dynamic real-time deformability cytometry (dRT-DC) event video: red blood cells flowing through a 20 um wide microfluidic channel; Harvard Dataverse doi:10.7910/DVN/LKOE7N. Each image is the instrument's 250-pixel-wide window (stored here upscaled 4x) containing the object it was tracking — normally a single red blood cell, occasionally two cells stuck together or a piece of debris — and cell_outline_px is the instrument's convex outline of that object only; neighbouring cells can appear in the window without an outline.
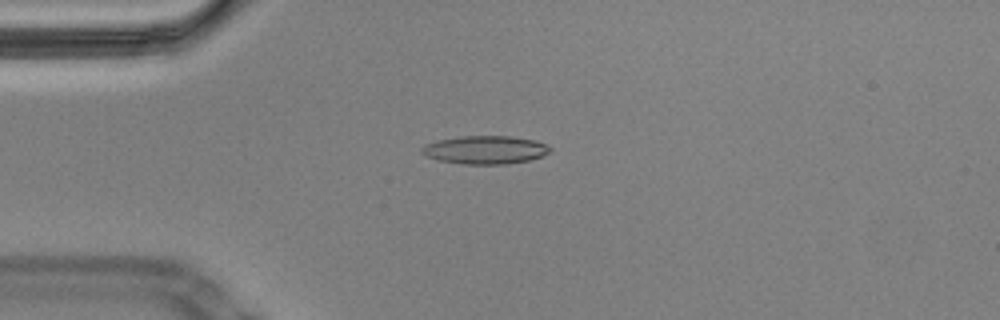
{"species": "Egyptian fruit bat (a non-hibernating species)", "species_latin": "Rousettus aegyptiacus", "temperature_condition": "cold", "stored_images_in_passage": 44, "camera_frame_rate_fps": 3000, "um_per_image_px": 0.085, "animal": {"sex": "male"}, "frame": {"image": 1, "passage_image": 1, "time_ms": 0.0, "image_size_px": [1000, 320], "cell_outline_px": [[552, 152], [528, 160], [504, 164], [464, 164], [436, 160], [424, 156], [420, 152], [420, 148], [424, 144], [440, 140], [460, 136], [508, 136], [536, 140], [552, 148]], "centroid_in_image_um": [41.2, 12.74], "position_along_channel_um": 43.8, "area_um2": 21.15}}
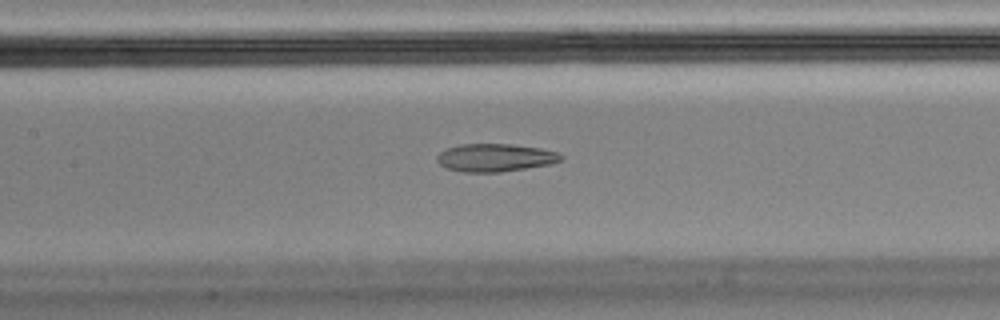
{"frame": {"image": 2, "passage_image": 13, "time_ms": 4.0, "image_size_px": [1000, 320], "cell_outline_px": [[564, 156], [560, 160], [548, 164], [500, 172], [460, 172], [448, 168], [440, 164], [436, 160], [436, 156], [440, 152], [448, 148], [460, 144], [512, 144], [540, 148], [560, 152]], "centroid_in_image_um": [42.08, 13.39], "position_along_channel_um": 165.3, "area_um2": 20.06}, "authors_computed_cell_mechanics": {"area_um2": 22.1952, "velocity_mm_per_s": 3.4752, "shape_relaxation_time_tau1_ms": null, "shape_relaxation_time_tau2_ms": 3.0217, "deformation_change_tau1": null, "deformation_change_tau2": 0.1135}}